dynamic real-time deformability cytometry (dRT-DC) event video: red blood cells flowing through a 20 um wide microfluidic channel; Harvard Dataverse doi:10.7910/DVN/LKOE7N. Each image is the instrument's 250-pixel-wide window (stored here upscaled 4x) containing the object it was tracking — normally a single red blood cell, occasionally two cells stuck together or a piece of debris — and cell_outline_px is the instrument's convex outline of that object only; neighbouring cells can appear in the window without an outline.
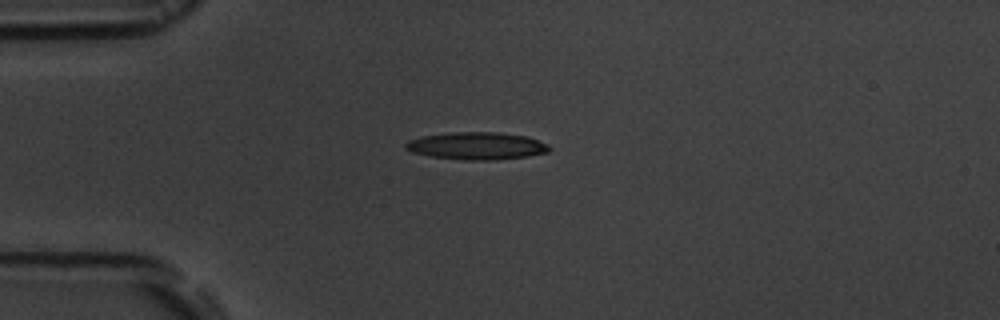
{"species": "common noctule bat (a hibernating species)", "species_latin": "Nyctalus noctula", "temperature_condition": "room temperature", "stored_images_in_passage": 5, "camera_frame_rate_fps": 3000, "um_per_image_px": 0.085, "animal": {"sex": "male", "body_mass_g": 19.5, "forearm_length_mm": 54.6}, "frame": {"image": 1, "passage_image": 3, "time_ms": 2.333, "image_size_px": [1000, 320], "cell_outline_px": [[552, 148], [548, 152], [528, 156], [492, 160], [468, 160], [432, 156], [412, 152], [404, 148], [404, 144], [408, 140], [424, 136], [452, 132], [496, 132], [528, 136], [548, 144]], "centroid_in_image_um": [40.55, 12.39], "position_along_channel_um": 44.5, "area_um2": 22.89}}
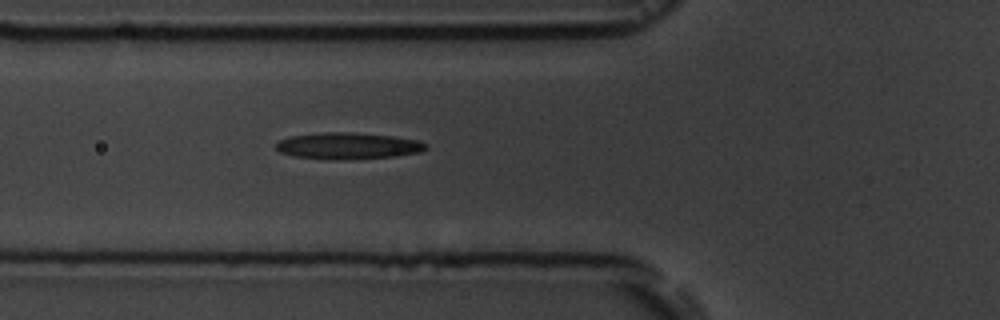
{"frame": {"image": 2, "passage_image": 5, "time_ms": 4.333, "image_size_px": [1000, 320], "cell_outline_px": [[428, 148], [420, 152], [396, 156], [292, 156], [280, 152], [276, 148], [276, 144], [280, 140], [292, 136], [324, 132], [348, 132], [392, 136], [416, 140], [428, 144]], "centroid_in_image_um": [29.62, 12.33], "position_along_channel_um": 96.2, "area_um2": 21.5}}